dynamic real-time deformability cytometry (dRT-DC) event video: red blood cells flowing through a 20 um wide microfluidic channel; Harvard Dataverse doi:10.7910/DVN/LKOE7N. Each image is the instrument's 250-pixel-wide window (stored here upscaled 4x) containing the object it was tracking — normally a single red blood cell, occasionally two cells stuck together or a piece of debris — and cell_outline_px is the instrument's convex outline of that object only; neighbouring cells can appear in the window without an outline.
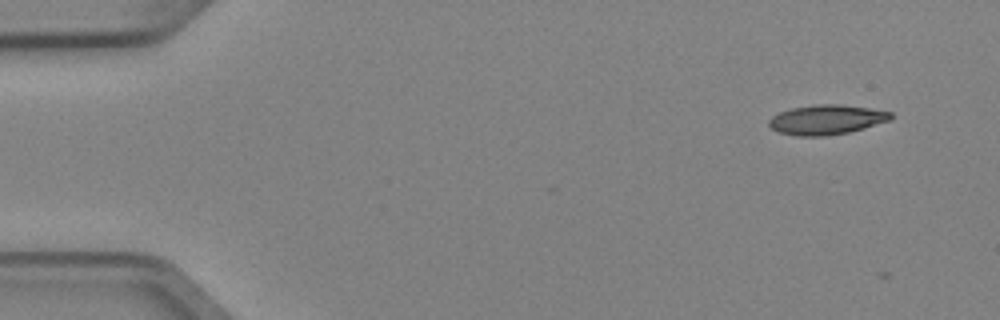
{"species": "Egyptian fruit bat (a non-hibernating species)", "species_latin": "Rousettus aegyptiacus", "temperature_condition": "cold", "stored_images_in_passage": 4, "camera_frame_rate_fps": 3000, "um_per_image_px": 0.085, "animal": {"sex": "female"}, "frame": {"image": 1, "passage_image": 1, "time_ms": 0.0, "image_size_px": [1000, 320], "cell_outline_px": [[892, 120], [864, 128], [848, 132], [824, 136], [796, 136], [780, 132], [772, 128], [768, 124], [768, 120], [772, 116], [780, 112], [792, 108], [816, 104], [840, 104], [868, 108], [892, 112]], "centroid_in_image_um": [70.26, 10.17], "position_along_channel_um": 14.7, "area_um2": 21.04}}
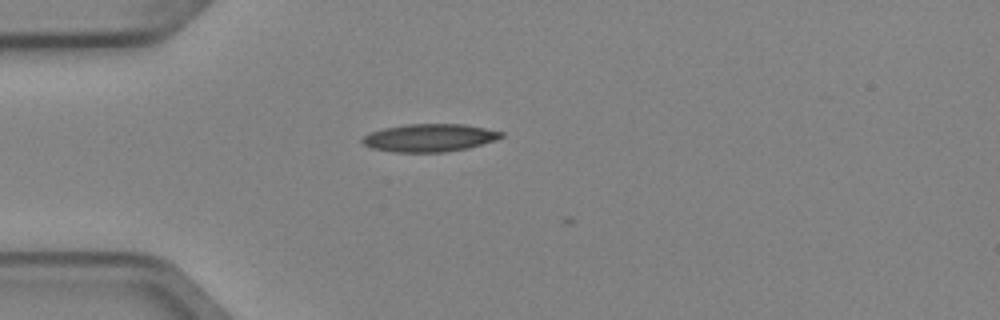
{"frame": {"image": 2, "passage_image": 4, "time_ms": 1.0, "image_size_px": [1000, 320], "cell_outline_px": [[504, 136], [496, 140], [468, 148], [444, 152], [392, 152], [372, 148], [364, 144], [360, 140], [364, 136], [372, 132], [384, 128], [404, 124], [464, 124], [504, 132]], "centroid_in_image_um": [36.52, 11.71], "position_along_channel_um": 48.5, "area_um2": 22.48}}